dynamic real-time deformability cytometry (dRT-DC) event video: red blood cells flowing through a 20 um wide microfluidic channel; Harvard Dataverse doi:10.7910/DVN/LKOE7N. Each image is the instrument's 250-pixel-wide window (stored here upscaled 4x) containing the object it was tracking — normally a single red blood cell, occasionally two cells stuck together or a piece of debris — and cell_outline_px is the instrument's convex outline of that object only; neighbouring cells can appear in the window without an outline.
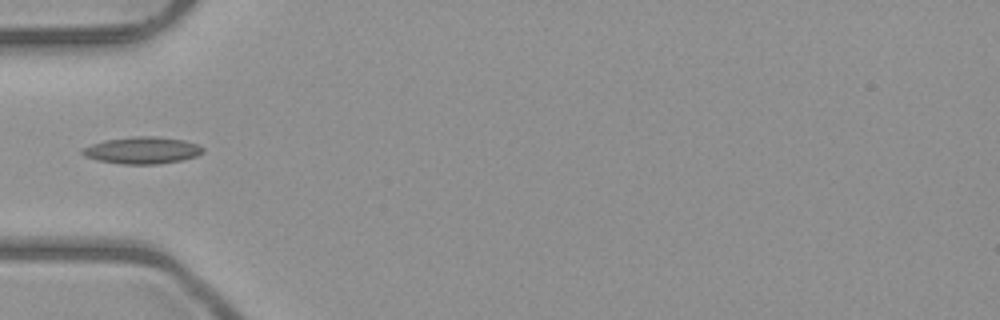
{"species": "common noctule bat (a hibernating species)", "species_latin": "Nyctalus noctula", "temperature_condition": "room temperature", "stored_images_in_passage": 4, "camera_frame_rate_fps": 3000, "um_per_image_px": 0.085, "animal": {"sex": "male", "body_mass_g": 23.1, "forearm_length_mm": 52.7}, "frame": {"image": 1, "passage_image": 3, "time_ms": 3.333, "image_size_px": [1000, 320], "cell_outline_px": [[204, 152], [196, 156], [180, 160], [160, 164], [120, 164], [100, 160], [84, 156], [80, 152], [80, 148], [104, 140], [132, 136], [156, 136], [184, 140], [196, 144], [204, 148]], "centroid_in_image_um": [12.07, 12.77], "position_along_channel_um": 72.9, "area_um2": 18.96}}
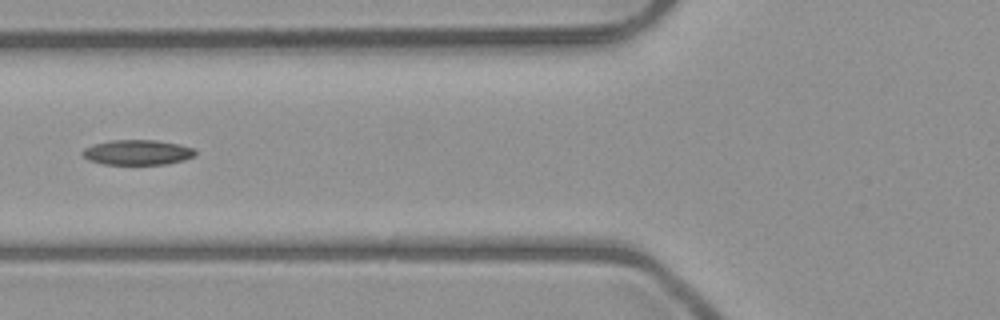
{"frame": {"image": 2, "passage_image": 4, "time_ms": 4.333, "image_size_px": [1000, 320], "cell_outline_px": [[196, 156], [184, 160], [168, 164], [104, 164], [88, 160], [80, 152], [84, 148], [92, 144], [112, 140], [156, 140], [180, 144], [192, 148], [196, 152]], "centroid_in_image_um": [11.68, 12.95], "position_along_channel_um": 114.1, "area_um2": 16.59}}